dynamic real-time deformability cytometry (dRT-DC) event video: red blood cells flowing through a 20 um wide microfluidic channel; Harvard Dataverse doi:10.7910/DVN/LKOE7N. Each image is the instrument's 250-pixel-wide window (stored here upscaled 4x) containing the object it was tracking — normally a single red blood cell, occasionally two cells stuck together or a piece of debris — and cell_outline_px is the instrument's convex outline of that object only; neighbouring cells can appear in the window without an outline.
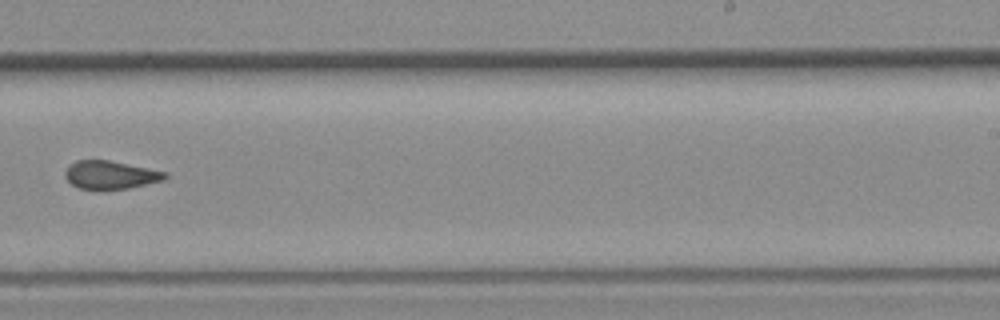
{"species": "common noctule bat (a hibernating species)", "species_latin": "Nyctalus noctula", "temperature_condition": "room temperature", "stored_images_in_passage": 37, "camera_frame_rate_fps": 3000, "um_per_image_px": 0.085, "animal": {"sex": "female", "body_mass_g": 19.3, "forearm_length_mm": 54.1}, "frame": {"image": 1, "passage_image": 22, "time_ms": 7.0, "image_size_px": [1000, 320], "cell_outline_px": [[168, 176], [164, 180], [128, 188], [80, 188], [72, 184], [64, 176], [64, 172], [76, 160], [108, 160], [168, 172]], "centroid_in_image_um": [9.42, 14.85], "position_along_channel_um": 279.6, "area_um2": 16.01}}